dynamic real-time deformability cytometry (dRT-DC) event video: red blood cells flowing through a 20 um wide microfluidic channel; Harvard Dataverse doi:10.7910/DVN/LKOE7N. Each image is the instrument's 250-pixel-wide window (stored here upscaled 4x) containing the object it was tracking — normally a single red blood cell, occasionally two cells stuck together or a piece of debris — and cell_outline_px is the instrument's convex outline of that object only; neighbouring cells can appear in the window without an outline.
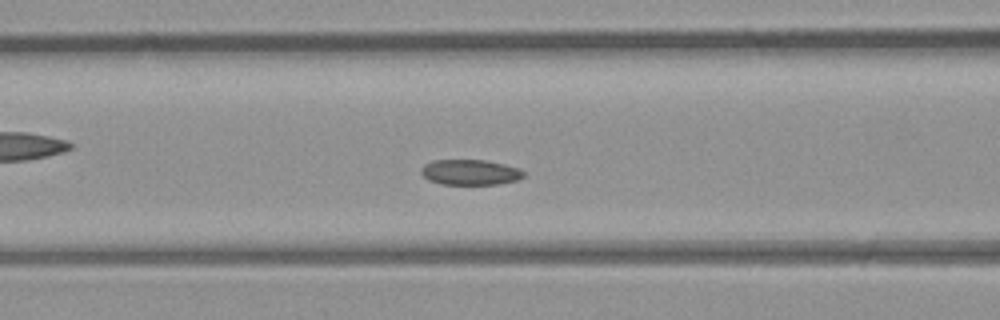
{"species": "common noctule bat (a hibernating species)", "species_latin": "Nyctalus noctula", "temperature_condition": "room temperature", "stored_images_in_passage": 41, "camera_frame_rate_fps": 3000, "um_per_image_px": 0.085, "animal": {"sex": "male", "body_mass_g": 23.1, "forearm_length_mm": 52.7}, "frame": {"image": 1, "passage_image": 12, "time_ms": 3.667, "image_size_px": [1000, 320], "cell_outline_px": [[524, 176], [516, 180], [500, 184], [440, 184], [428, 180], [420, 172], [420, 168], [424, 164], [432, 160], [484, 160], [504, 164], [520, 168], [524, 172]], "centroid_in_image_um": [39.94, 14.64], "position_along_channel_um": 126.7, "area_um2": 15.26}}
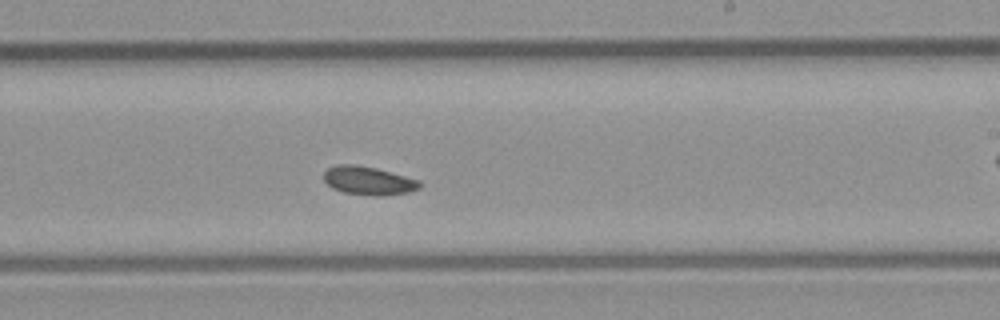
{"frame": {"image": 2, "passage_image": 21, "time_ms": 6.667, "image_size_px": [1000, 320], "cell_outline_px": [[420, 188], [408, 192], [376, 196], [344, 192], [332, 188], [324, 180], [324, 172], [328, 168], [336, 164], [356, 164], [376, 168], [420, 180]], "centroid_in_image_um": [31.3, 15.34], "position_along_channel_um": 257.7, "area_um2": 15.78}}
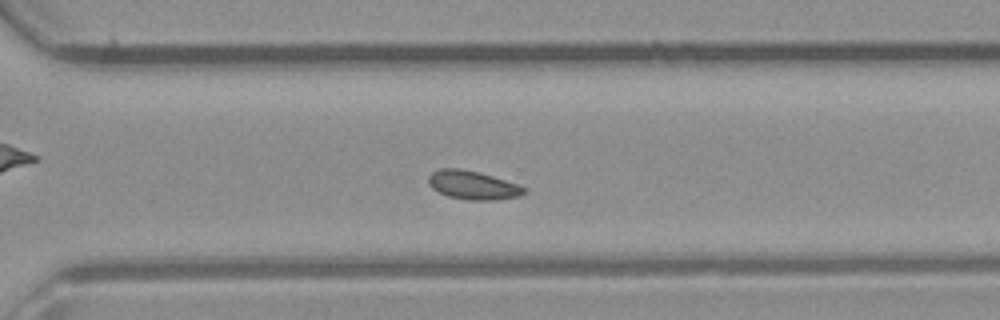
{"frame": {"image": 3, "passage_image": 26, "time_ms": 8.333, "image_size_px": [1000, 320], "cell_outline_px": [[528, 192], [520, 196], [496, 200], [468, 200], [448, 196], [432, 188], [428, 184], [428, 176], [432, 172], [440, 168], [460, 168], [492, 176], [528, 188]], "centroid_in_image_um": [40.2, 15.74], "position_along_channel_um": 330.4, "area_um2": 15.95}, "authors_computed_cell_mechanics": {"area_um2": 15.7794, "velocity_mm_per_s": 4.37, "shape_relaxation_time_tau1_ms": null, "shape_relaxation_time_tau2_ms": 6.0214, "deformation_change_tau1": null, "deformation_change_tau2": 0.0764}}